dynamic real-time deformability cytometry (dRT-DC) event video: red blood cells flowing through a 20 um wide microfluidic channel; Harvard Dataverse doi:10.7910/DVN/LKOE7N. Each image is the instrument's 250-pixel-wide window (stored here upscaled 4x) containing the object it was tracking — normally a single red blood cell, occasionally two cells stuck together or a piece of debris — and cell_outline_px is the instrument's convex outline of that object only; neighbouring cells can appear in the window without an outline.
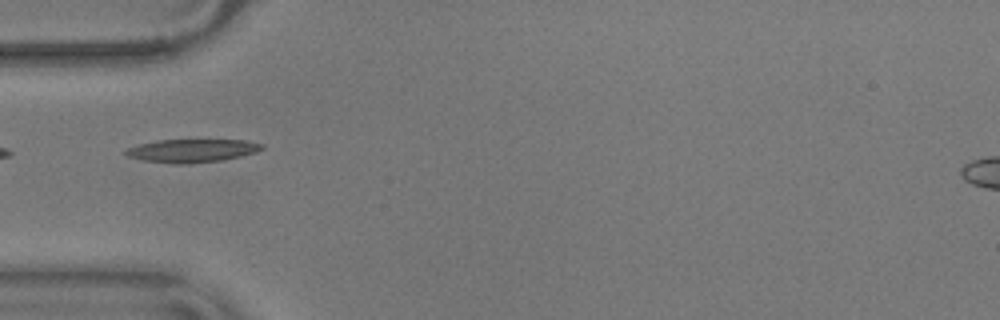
{"species": "common noctule bat (a hibernating species)", "species_latin": "Nyctalus noctula", "temperature_condition": "warm", "stored_images_in_passage": 39, "camera_frame_rate_fps": 3000, "um_per_image_px": 0.085, "animal": {"sex": "male", "body_mass_g": 17.9}, "frame": {"image": 1, "passage_image": 1, "time_ms": 0.0, "image_size_px": [1000, 320], "cell_outline_px": [[264, 148], [256, 152], [240, 156], [220, 160], [188, 164], [176, 164], [144, 160], [128, 156], [124, 152], [128, 148], [140, 144], [156, 140], [248, 140], [264, 144]], "centroid_in_image_um": [16.35, 12.8], "position_along_channel_um": 68.6, "area_um2": 18.26}, "authors_computed_cell_mechanics": {"area_um2": 17.6868, "velocity_mm_per_s": 3.5933, "shape_relaxation_time_tau1_ms": 4.1532, "shape_relaxation_time_tau2_ms": 3.4761, "deformation_change_tau1": 0.1449, "deformation_change_tau2": 0.1078}}